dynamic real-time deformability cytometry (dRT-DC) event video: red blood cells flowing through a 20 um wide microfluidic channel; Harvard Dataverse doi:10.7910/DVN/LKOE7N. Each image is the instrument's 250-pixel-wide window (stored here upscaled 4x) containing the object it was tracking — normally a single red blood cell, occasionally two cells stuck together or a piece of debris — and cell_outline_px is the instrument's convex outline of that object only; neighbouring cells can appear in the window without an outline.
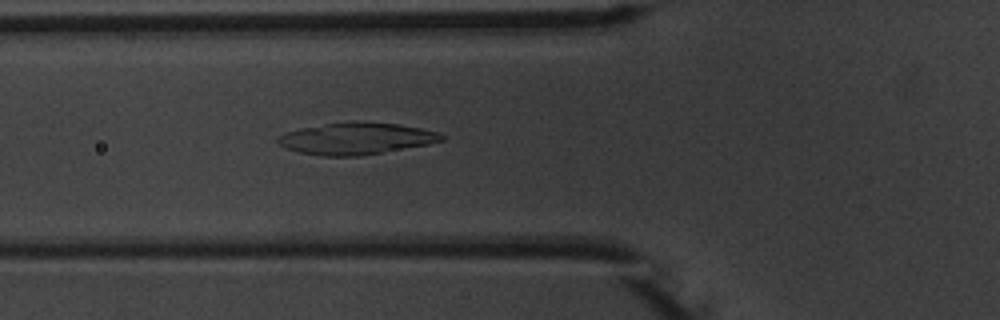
{"species": "common noctule bat (a hibernating species)", "species_latin": "Nyctalus noctula", "temperature_condition": "warm", "stored_images_in_passage": 5, "camera_frame_rate_fps": 3000, "um_per_image_px": 0.085, "animal": {"sex": "male", "body_mass_g": 20.1, "forearm_length_mm": 53.5}, "frame": {"image": 1, "passage_image": 5, "time_ms": 4.667, "image_size_px": [1000, 320], "cell_outline_px": [[444, 140], [428, 144], [360, 156], [320, 156], [300, 152], [288, 148], [280, 144], [276, 140], [284, 132], [300, 128], [328, 124], [400, 124], [420, 128], [436, 132], [444, 136]], "centroid_in_image_um": [30.26, 11.81], "position_along_channel_um": 95.5, "area_um2": 29.13}}